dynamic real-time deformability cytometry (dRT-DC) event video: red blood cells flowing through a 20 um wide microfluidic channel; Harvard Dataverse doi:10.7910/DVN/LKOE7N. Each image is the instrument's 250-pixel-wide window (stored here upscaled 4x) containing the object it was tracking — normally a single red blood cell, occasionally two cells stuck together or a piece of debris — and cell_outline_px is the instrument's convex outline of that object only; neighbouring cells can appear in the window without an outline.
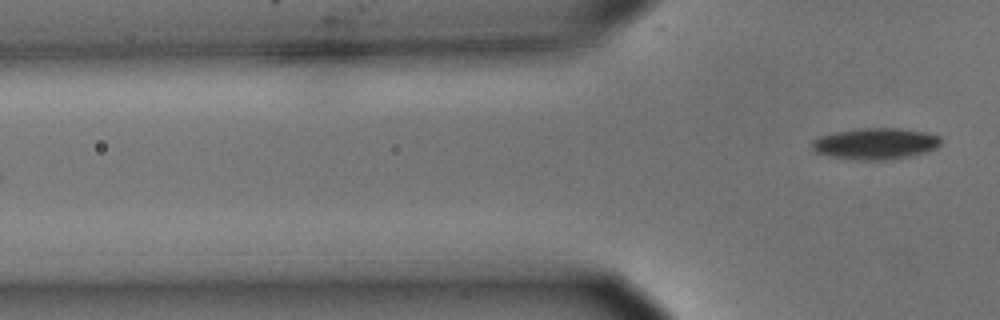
{"species": "common noctule bat (a hibernating species)", "species_latin": "Nyctalus noctula", "temperature_condition": "cold", "stored_images_in_passage": 6, "camera_frame_rate_fps": 3000, "um_per_image_px": 0.085, "animal": {"sex": "male", "body_mass_g": 15.6}, "frame": {"image": 1, "passage_image": 6, "time_ms": 1.667, "image_size_px": [1000, 320], "cell_outline_px": [[940, 144], [936, 148], [928, 152], [908, 156], [884, 160], [860, 160], [832, 156], [816, 152], [812, 148], [812, 140], [820, 136], [832, 132], [860, 128], [896, 128], [924, 132], [940, 136]], "centroid_in_image_um": [74.41, 12.2], "position_along_channel_um": 51.4, "area_um2": 23.41}}